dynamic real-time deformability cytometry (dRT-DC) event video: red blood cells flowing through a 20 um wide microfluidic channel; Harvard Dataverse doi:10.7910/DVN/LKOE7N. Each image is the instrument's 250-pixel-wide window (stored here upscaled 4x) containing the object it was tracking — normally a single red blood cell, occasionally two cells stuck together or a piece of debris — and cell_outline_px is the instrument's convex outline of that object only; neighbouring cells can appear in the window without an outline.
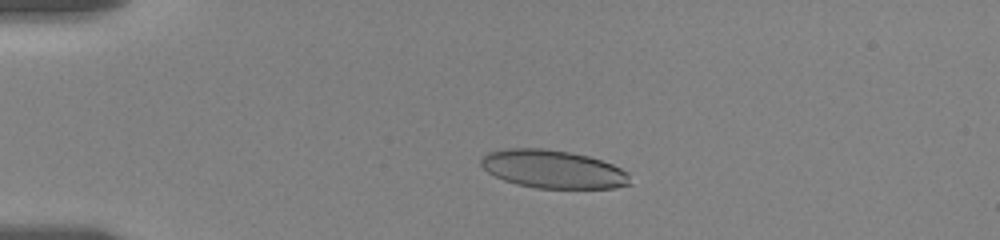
{"species": "human", "species_latin": "Homo sapiens", "temperature_condition": "room temperature", "stored_images_in_passage": 31, "camera_frame_rate_fps": 3000, "um_per_image_px": 0.085, "donor": {"sex": "female"}, "frame": {"image": 1, "passage_image": 22, "time_ms": 4.0, "image_size_px": [1000, 240], "cell_outline_px": [[632, 184], [616, 188], [536, 188], [516, 184], [504, 180], [488, 172], [480, 164], [480, 160], [488, 152], [508, 148], [544, 148], [568, 152], [588, 156], [612, 164], [628, 172]], "centroid_in_image_um": [47.02, 14.38], "position_along_channel_um": 38.0, "area_um2": 33.12}}